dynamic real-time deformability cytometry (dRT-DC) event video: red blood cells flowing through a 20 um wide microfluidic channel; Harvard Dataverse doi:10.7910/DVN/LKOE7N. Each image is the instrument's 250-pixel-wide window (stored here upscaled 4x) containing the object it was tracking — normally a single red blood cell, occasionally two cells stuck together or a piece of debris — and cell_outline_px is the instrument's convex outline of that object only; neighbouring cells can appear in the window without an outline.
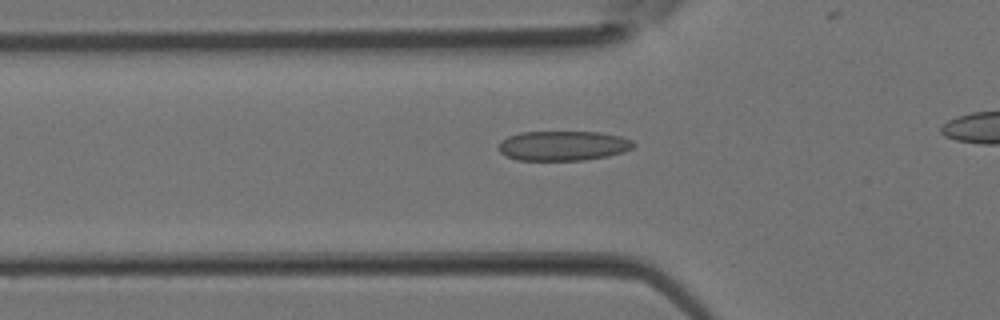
{"species": "Egyptian fruit bat (a non-hibernating species)", "species_latin": "Rousettus aegyptiacus", "temperature_condition": "room temperature", "stored_images_in_passage": 27, "camera_frame_rate_fps": 3000, "um_per_image_px": 0.085, "animal": {"sex": "female"}, "frame": {"image": 1, "passage_image": 9, "time_ms": 2.667, "image_size_px": [1000, 320], "cell_outline_px": [[636, 144], [632, 148], [624, 152], [608, 156], [584, 160], [516, 160], [504, 156], [496, 148], [500, 140], [508, 136], [520, 132], [600, 132], [620, 136], [632, 140]], "centroid_in_image_um": [47.82, 12.39], "position_along_channel_um": 78.0, "area_um2": 23.7}}
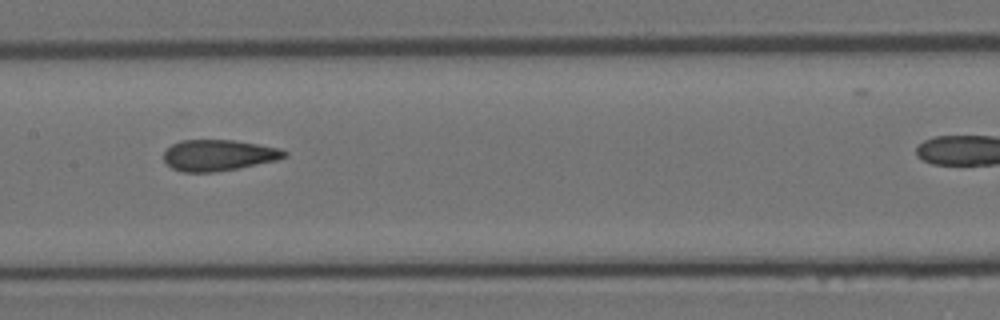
{"frame": {"image": 2, "passage_image": 15, "time_ms": 4.667, "image_size_px": [1000, 320], "cell_outline_px": [[288, 156], [276, 160], [240, 168], [212, 172], [180, 172], [172, 168], [164, 160], [164, 152], [172, 144], [180, 140], [236, 140], [280, 148], [288, 152]], "centroid_in_image_um": [18.59, 13.19], "position_along_channel_um": 188.8, "area_um2": 21.96}}
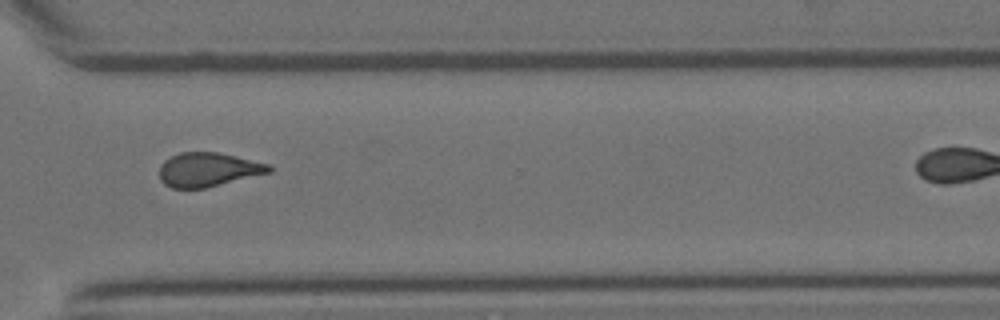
{"frame": {"image": 3, "passage_image": 24, "time_ms": 7.667, "image_size_px": [1000, 320], "cell_outline_px": [[272, 172], [204, 188], [172, 188], [164, 184], [160, 180], [160, 164], [164, 160], [180, 152], [220, 152], [272, 164]], "centroid_in_image_um": [17.72, 14.4], "position_along_channel_um": 352.9, "area_um2": 21.91}}